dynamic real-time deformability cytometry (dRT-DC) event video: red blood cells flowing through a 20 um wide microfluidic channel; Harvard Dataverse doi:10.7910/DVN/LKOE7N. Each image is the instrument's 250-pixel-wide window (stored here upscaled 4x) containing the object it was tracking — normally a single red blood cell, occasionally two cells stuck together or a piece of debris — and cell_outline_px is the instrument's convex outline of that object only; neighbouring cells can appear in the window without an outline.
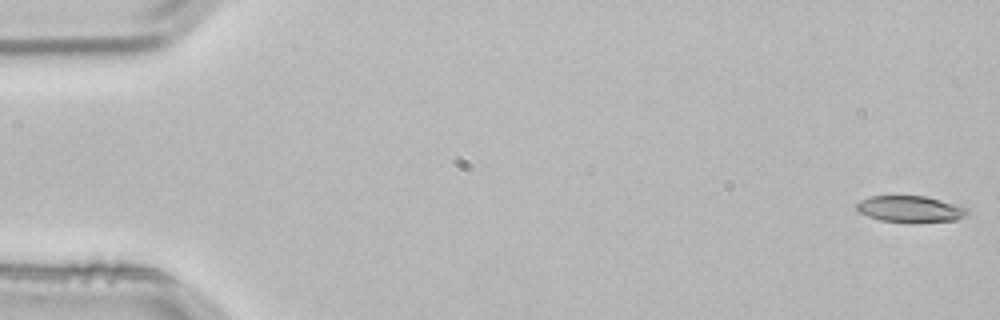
{"species": "common noctule bat (a hibernating species)", "species_latin": "Nyctalus noctula", "temperature_condition": "room temperature", "stored_images_in_passage": 4, "camera_frame_rate_fps": 3000, "um_per_image_px": 0.085, "animal": {"sex": "male", "body_mass_g": 21.5, "forearm_length_mm": 52.0}, "frame": {"image": 1, "passage_image": 1, "time_ms": 0.0, "image_size_px": [1000, 320], "cell_outline_px": [[968, 212], [964, 216], [956, 220], [912, 224], [880, 220], [868, 216], [860, 212], [856, 208], [856, 204], [860, 200], [868, 196], [924, 196], [940, 200], [968, 208]], "centroid_in_image_um": [77.36, 17.79], "position_along_channel_um": 7.6, "area_um2": 17.28}}
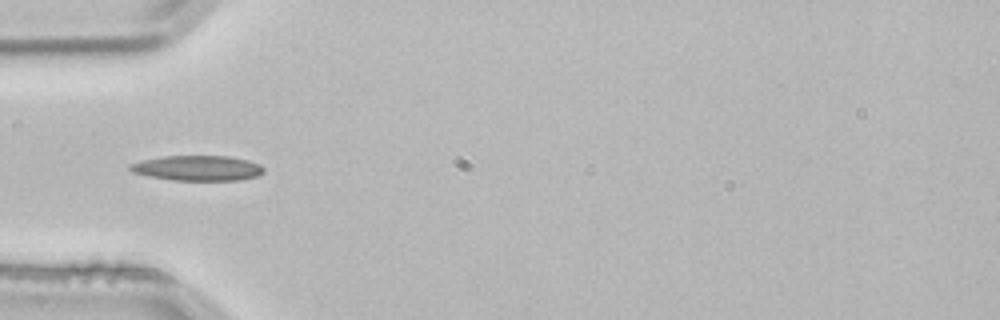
{"frame": {"image": 2, "passage_image": 4, "time_ms": 1.0, "image_size_px": [1000, 320], "cell_outline_px": [[264, 172], [256, 176], [240, 180], [172, 180], [132, 172], [128, 168], [128, 164], [140, 160], [164, 156], [228, 156], [248, 160], [260, 164], [264, 168]], "centroid_in_image_um": [16.79, 14.28], "position_along_channel_um": 68.2, "area_um2": 19.59}}